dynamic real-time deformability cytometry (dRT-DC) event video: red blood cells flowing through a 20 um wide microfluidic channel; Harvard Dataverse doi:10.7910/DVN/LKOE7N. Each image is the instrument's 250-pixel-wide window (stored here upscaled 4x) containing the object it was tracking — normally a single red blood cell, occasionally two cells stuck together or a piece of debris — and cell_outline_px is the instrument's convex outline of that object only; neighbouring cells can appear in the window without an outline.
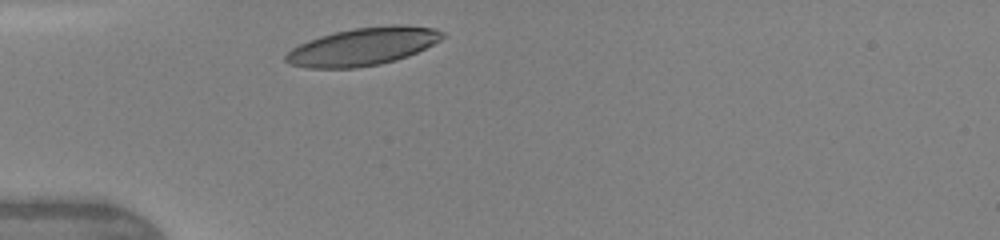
{"species": "human", "species_latin": "Homo sapiens", "temperature_condition": "warm", "stored_images_in_passage": 5, "camera_frame_rate_fps": 3000, "um_per_image_px": 0.085, "donor": {"sex": "female"}, "frame": {"image": 1, "passage_image": 1, "time_ms": 0.0, "image_size_px": [1000, 240], "cell_outline_px": [[444, 36], [440, 40], [408, 56], [396, 60], [380, 64], [356, 68], [308, 68], [288, 64], [284, 60], [284, 56], [292, 48], [308, 40], [320, 36], [352, 28], [392, 24], [400, 24], [432, 28], [444, 32]], "centroid_in_image_um": [30.82, 3.96], "position_along_channel_um": 54.2, "area_um2": 34.45}}